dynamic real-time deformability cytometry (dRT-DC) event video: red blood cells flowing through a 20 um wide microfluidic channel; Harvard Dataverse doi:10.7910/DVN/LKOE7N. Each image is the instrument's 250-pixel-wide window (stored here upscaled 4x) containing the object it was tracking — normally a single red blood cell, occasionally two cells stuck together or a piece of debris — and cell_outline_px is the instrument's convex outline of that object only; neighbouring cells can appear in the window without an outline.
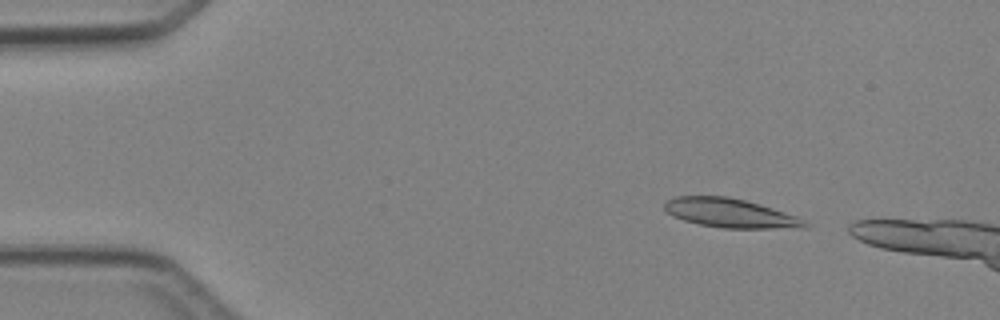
{"species": "Egyptian fruit bat (a non-hibernating species)", "species_latin": "Rousettus aegyptiacus", "temperature_condition": "cold", "stored_images_in_passage": 5, "camera_frame_rate_fps": 3000, "um_per_image_px": 0.085, "animal": {"sex": "female"}, "frame": {"image": 1, "passage_image": 2, "time_ms": 1.0, "image_size_px": [1000, 320], "cell_outline_px": [[812, 224], [808, 228], [724, 228], [700, 224], [684, 220], [672, 216], [664, 208], [664, 204], [668, 200], [676, 196], [728, 196], [760, 204], [796, 216]], "centroid_in_image_um": [62.11, 18.12], "position_along_channel_um": 22.9, "area_um2": 23.7}}